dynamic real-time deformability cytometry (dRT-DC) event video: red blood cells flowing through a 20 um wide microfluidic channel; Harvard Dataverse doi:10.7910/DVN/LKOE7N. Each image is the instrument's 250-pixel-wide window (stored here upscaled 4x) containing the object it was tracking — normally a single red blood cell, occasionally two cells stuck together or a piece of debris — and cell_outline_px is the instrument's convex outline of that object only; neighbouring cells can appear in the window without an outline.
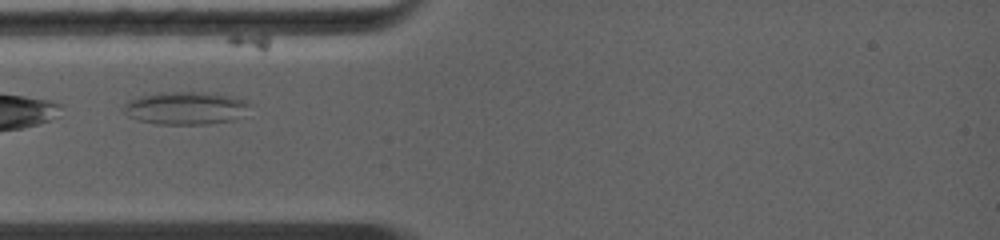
{"species": "common noctule bat (a hibernating species)", "species_latin": "Nyctalus noctula", "temperature_condition": "warm", "stored_images_in_passage": 1, "camera_frame_rate_fps": 5000, "um_per_image_px": 0.085, "animal": {"sex": "female", "body_mass_g": 19.0, "forearm_length_mm": 56.7}, "frame": {"image": 1, "passage_image": 1, "time_ms": 0.0, "image_size_px": [1000, 240], "cell_outline_px": [[252, 104], [232, 120], [208, 124], [156, 124], [140, 120], [128, 116], [120, 108], [128, 100], [140, 96], [156, 92], [192, 92], [228, 96], [244, 100]], "centroid_in_image_um": [15.66, 9.19], "position_along_channel_um": 69.3, "area_um2": 23.76}}